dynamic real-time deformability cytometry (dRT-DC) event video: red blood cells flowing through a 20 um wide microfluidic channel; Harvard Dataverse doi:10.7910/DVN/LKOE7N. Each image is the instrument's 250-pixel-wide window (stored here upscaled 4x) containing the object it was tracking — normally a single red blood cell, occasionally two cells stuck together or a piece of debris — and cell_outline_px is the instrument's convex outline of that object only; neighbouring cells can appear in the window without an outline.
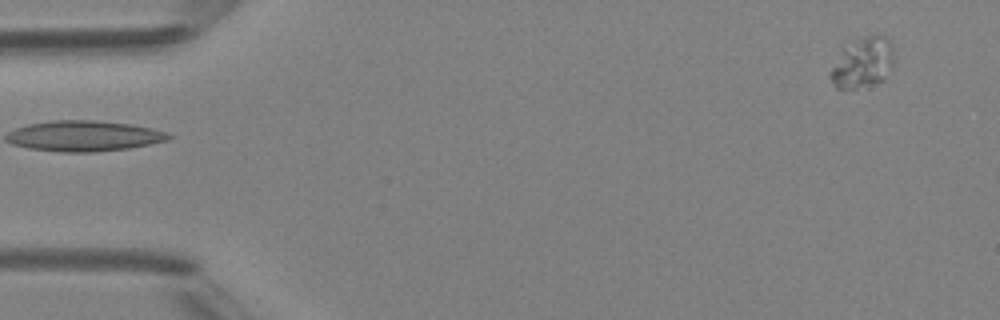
{"species": "Egyptian fruit bat (a non-hibernating species)", "species_latin": "Rousettus aegyptiacus", "temperature_condition": "room temperature", "stored_images_in_passage": 4, "segment_of_instrument_passage": [2, 2], "camera_frame_rate_fps": 3000, "um_per_image_px": 0.085, "animal": {"sex": "female"}, "frame": {"image": 1, "passage_image": 4, "time_ms": 4.333, "image_size_px": [1000, 320], "cell_outline_px": [[892, 64], [884, 80], [856, 88], [836, 88], [832, 84], [828, 76], [828, 72], [840, 48], [852, 40], [876, 32], [880, 32], [888, 36], [892, 44]], "centroid_in_image_um": [73.28, 5.25], "position_along_channel_um": 11.7, "area_um2": 19.36}}